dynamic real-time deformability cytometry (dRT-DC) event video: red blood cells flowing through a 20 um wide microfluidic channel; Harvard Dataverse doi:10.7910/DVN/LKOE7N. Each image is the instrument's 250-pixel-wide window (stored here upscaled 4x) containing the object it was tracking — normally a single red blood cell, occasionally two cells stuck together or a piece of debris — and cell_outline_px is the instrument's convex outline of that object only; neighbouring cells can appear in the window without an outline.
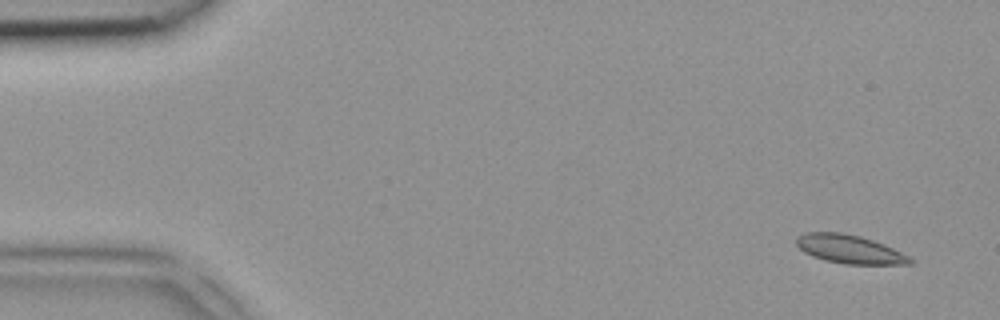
{"species": "common noctule bat (a hibernating species)", "species_latin": "Nyctalus noctula", "temperature_condition": "room temperature", "stored_images_in_passage": 4, "camera_frame_rate_fps": 3000, "um_per_image_px": 0.085, "animal": {"sex": "female", "body_mass_g": 18.4}, "frame": {"image": 1, "passage_image": 1, "time_ms": 0.0, "image_size_px": [1000, 320], "cell_outline_px": [[916, 260], [912, 264], [844, 264], [824, 260], [812, 256], [804, 252], [796, 244], [796, 236], [804, 232], [840, 232], [860, 236], [884, 244]], "centroid_in_image_um": [72.19, 21.18], "position_along_channel_um": 12.8, "area_um2": 18.96}}
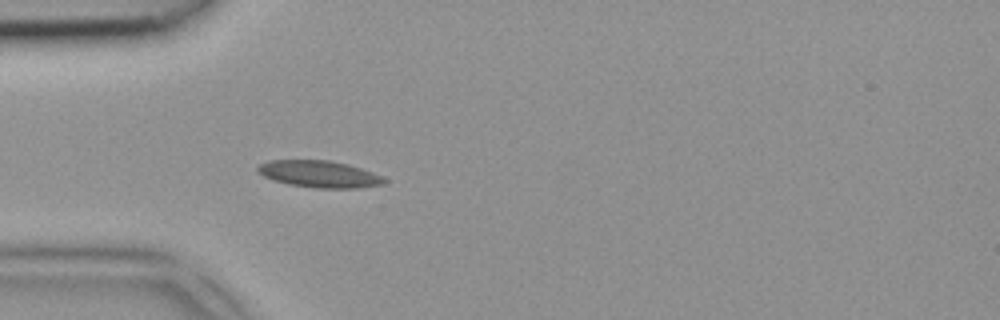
{"frame": {"image": 2, "passage_image": 4, "time_ms": 1.0, "image_size_px": [1000, 320], "cell_outline_px": [[388, 180], [384, 184], [360, 188], [316, 188], [288, 184], [272, 180], [264, 176], [256, 168], [260, 164], [268, 160], [328, 160], [348, 164], [372, 172]], "centroid_in_image_um": [27.14, 14.8], "position_along_channel_um": 57.9, "area_um2": 19.77}}